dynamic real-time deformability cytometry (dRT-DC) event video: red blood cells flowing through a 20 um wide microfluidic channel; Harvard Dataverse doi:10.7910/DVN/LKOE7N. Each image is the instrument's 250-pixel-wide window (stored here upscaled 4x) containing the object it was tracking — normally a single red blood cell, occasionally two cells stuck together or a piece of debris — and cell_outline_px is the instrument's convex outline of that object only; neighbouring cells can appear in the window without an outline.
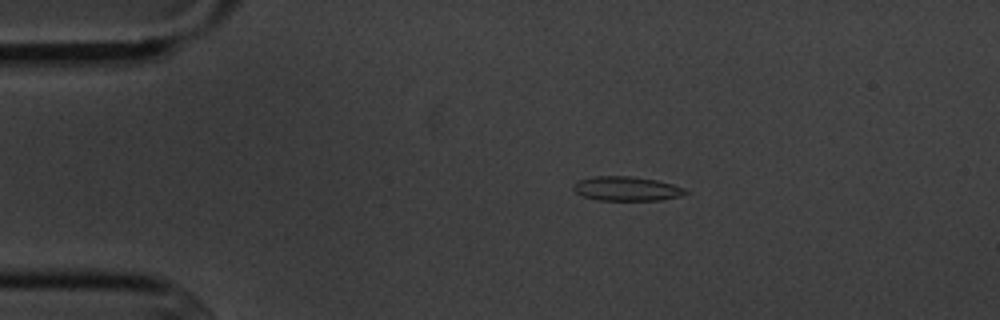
{"species": "common noctule bat (a hibernating species)", "species_latin": "Nyctalus noctula", "temperature_condition": "cold", "stored_images_in_passage": 8, "camera_frame_rate_fps": 3000, "um_per_image_px": 0.085, "animal": {"sex": "male", "body_mass_g": 20.1, "forearm_length_mm": 53.5}, "frame": {"image": 1, "passage_image": 2, "time_ms": 1.0, "image_size_px": [1000, 320], "cell_outline_px": [[688, 192], [680, 196], [660, 200], [596, 200], [584, 196], [576, 192], [572, 188], [572, 184], [576, 180], [596, 176], [632, 176], [656, 180], [672, 184], [684, 188]], "centroid_in_image_um": [53.22, 16.03], "position_along_channel_um": 31.8, "area_um2": 15.9}}
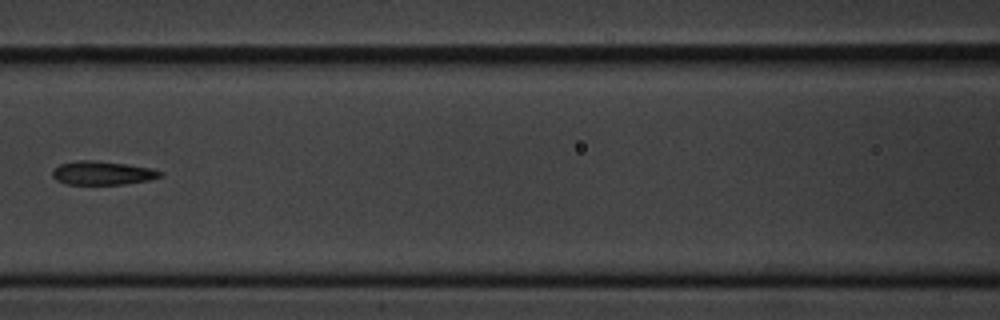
{"frame": {"image": 2, "passage_image": 6, "time_ms": 5.667, "image_size_px": [1000, 320], "cell_outline_px": [[164, 176], [148, 180], [124, 184], [64, 184], [56, 180], [52, 176], [52, 168], [60, 164], [76, 160], [92, 160], [128, 164], [152, 168], [164, 172]], "centroid_in_image_um": [8.7, 14.7], "position_along_channel_um": 157.9, "area_um2": 15.09}}
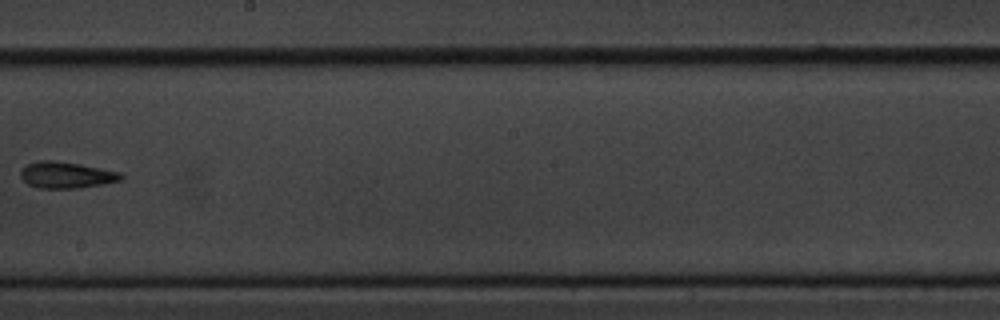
{"frame": {"image": 3, "passage_image": 8, "time_ms": 8.0, "image_size_px": [1000, 320], "cell_outline_px": [[124, 176], [120, 180], [80, 188], [40, 188], [28, 184], [20, 176], [20, 172], [28, 164], [36, 160], [56, 160], [80, 164], [120, 172]], "centroid_in_image_um": [5.62, 14.86], "position_along_channel_um": 242.6, "area_um2": 15.32}}